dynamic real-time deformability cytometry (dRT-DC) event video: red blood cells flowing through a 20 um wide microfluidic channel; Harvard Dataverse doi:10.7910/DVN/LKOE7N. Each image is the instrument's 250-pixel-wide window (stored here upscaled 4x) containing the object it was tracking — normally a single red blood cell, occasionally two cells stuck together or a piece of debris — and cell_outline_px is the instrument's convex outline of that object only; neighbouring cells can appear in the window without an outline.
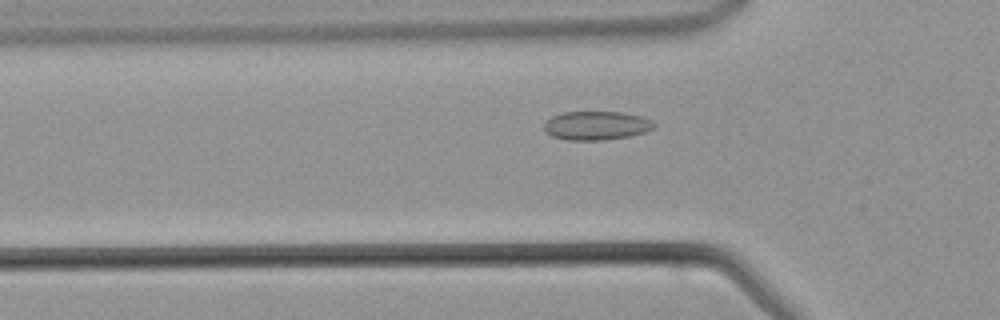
{"species": "common noctule bat (a hibernating species)", "species_latin": "Nyctalus noctula", "temperature_condition": "warm", "stored_images_in_passage": 42, "camera_frame_rate_fps": 3000, "um_per_image_px": 0.085, "animal": {"sex": "male", "body_mass_g": 21.5, "forearm_length_mm": 52.0}, "frame": {"image": 1, "passage_image": 12, "time_ms": 3.667, "image_size_px": [1000, 320], "cell_outline_px": [[656, 124], [652, 128], [644, 132], [632, 136], [604, 140], [568, 140], [552, 136], [544, 132], [544, 124], [552, 116], [564, 112], [624, 112], [640, 116], [652, 120]], "centroid_in_image_um": [50.69, 10.67], "position_along_channel_um": 75.1, "area_um2": 18.5}}
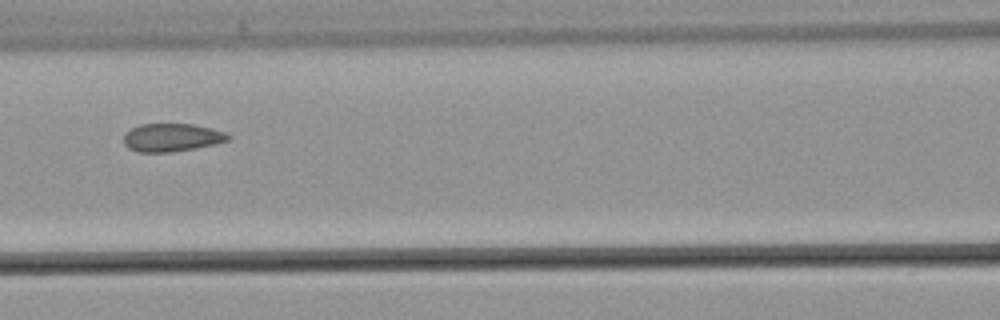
{"frame": {"image": 2, "passage_image": 17, "time_ms": 5.333, "image_size_px": [1000, 320], "cell_outline_px": [[232, 136], [228, 140], [216, 144], [196, 148], [172, 152], [140, 152], [128, 148], [124, 144], [124, 132], [140, 124], [192, 124], [212, 128], [224, 132]], "centroid_in_image_um": [14.6, 11.69], "position_along_channel_um": 152.0, "area_um2": 17.17}}
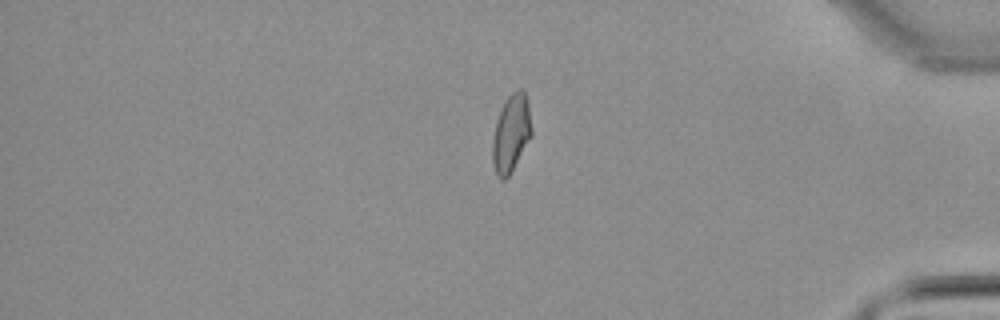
{"frame": {"image": 3, "passage_image": 35, "time_ms": 11.333, "image_size_px": [1000, 320], "cell_outline_px": [[532, 136], [508, 176], [504, 180], [500, 180], [492, 164], [492, 140], [496, 120], [504, 100], [516, 88], [520, 88], [524, 92], [528, 104], [532, 128]], "centroid_in_image_um": [43.43, 11.31], "position_along_channel_um": 391.8, "area_um2": 17.74}}